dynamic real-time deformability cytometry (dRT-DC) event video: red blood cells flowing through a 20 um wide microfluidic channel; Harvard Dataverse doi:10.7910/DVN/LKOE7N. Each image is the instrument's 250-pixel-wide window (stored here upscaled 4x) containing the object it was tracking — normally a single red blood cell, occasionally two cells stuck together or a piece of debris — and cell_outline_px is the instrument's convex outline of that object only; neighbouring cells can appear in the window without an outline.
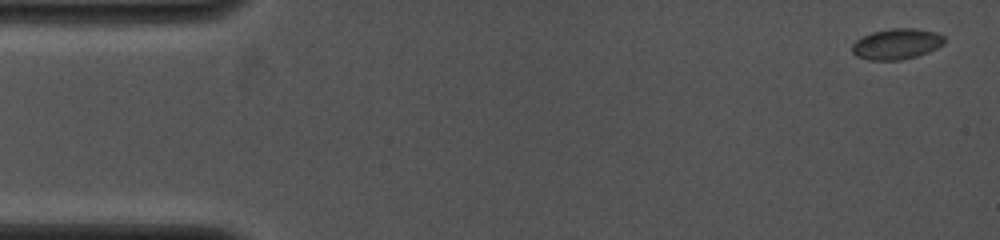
{"species": "common noctule bat (a hibernating species)", "species_latin": "Nyctalus noctula", "temperature_condition": "cold", "stored_images_in_passage": 40, "camera_frame_rate_fps": 4000, "um_per_image_px": 0.085, "animal": {"sex": "female", "body_mass_g": 19.0, "forearm_length_mm": 53.3}, "frame": {"image": 1, "passage_image": 1, "time_ms": 0.0, "image_size_px": [1000, 240], "cell_outline_px": [[944, 44], [928, 52], [916, 56], [900, 60], [868, 60], [856, 56], [852, 52], [852, 44], [856, 40], [872, 32], [892, 28], [916, 28], [936, 32], [944, 36]], "centroid_in_image_um": [76.21, 3.73], "position_along_channel_um": 8.8, "area_um2": 16.53}}
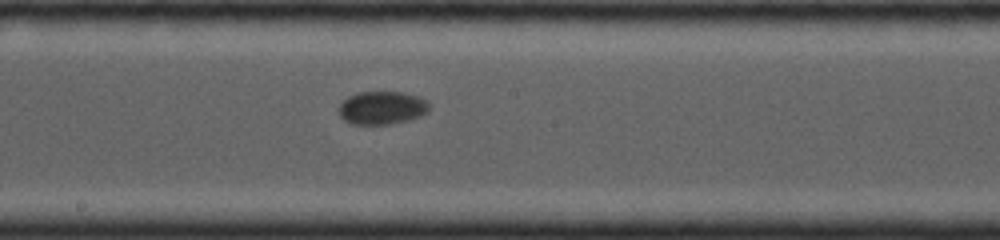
{"frame": {"image": 2, "passage_image": 23, "time_ms": 8.0, "image_size_px": [1000, 240], "cell_outline_px": [[428, 112], [420, 116], [408, 120], [392, 124], [352, 124], [344, 120], [340, 116], [340, 104], [348, 96], [356, 92], [404, 92], [416, 96], [424, 100], [428, 104]], "centroid_in_image_um": [32.45, 9.16], "position_along_channel_um": 215.8, "area_um2": 17.34}}
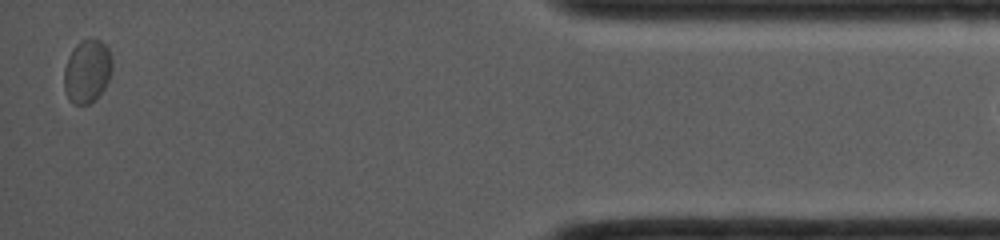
{"frame": {"image": 3, "passage_image": 39, "time_ms": 14.5, "image_size_px": [1000, 240], "cell_outline_px": [[112, 68], [108, 80], [104, 88], [88, 104], [72, 104], [68, 100], [64, 88], [64, 68], [68, 56], [72, 48], [80, 40], [92, 36], [100, 40], [108, 48], [112, 60]], "centroid_in_image_um": [7.38, 6.0], "position_along_channel_um": 427.8, "area_um2": 17.92}}